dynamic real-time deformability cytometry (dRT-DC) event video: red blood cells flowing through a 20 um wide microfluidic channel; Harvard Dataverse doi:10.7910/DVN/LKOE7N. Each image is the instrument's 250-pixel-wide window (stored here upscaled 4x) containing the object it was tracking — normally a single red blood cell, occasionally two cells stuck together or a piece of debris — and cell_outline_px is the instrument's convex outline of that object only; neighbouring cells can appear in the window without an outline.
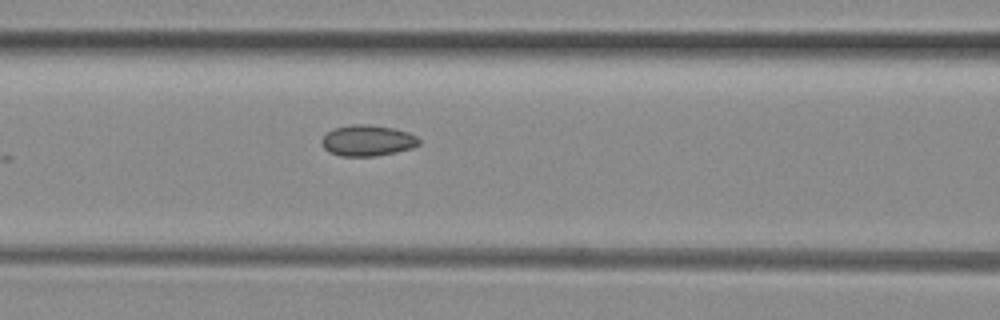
{"species": "common noctule bat (a hibernating species)", "species_latin": "Nyctalus noctula", "temperature_condition": "room temperature", "stored_images_in_passage": 7, "camera_frame_rate_fps": 3000, "um_per_image_px": 0.085, "animal": {"sex": "female", "body_mass_g": 29.2, "forearm_length_mm": 56.3}, "frame": {"image": 1, "passage_image": 7, "time_ms": 2.0, "image_size_px": [1000, 320], "cell_outline_px": [[420, 144], [412, 148], [396, 152], [376, 156], [340, 156], [328, 152], [324, 148], [320, 140], [328, 132], [336, 128], [348, 124], [368, 124], [392, 128], [408, 132], [416, 136], [420, 140]], "centroid_in_image_um": [31.23, 11.95], "position_along_channel_um": 135.4, "area_um2": 17.63}}